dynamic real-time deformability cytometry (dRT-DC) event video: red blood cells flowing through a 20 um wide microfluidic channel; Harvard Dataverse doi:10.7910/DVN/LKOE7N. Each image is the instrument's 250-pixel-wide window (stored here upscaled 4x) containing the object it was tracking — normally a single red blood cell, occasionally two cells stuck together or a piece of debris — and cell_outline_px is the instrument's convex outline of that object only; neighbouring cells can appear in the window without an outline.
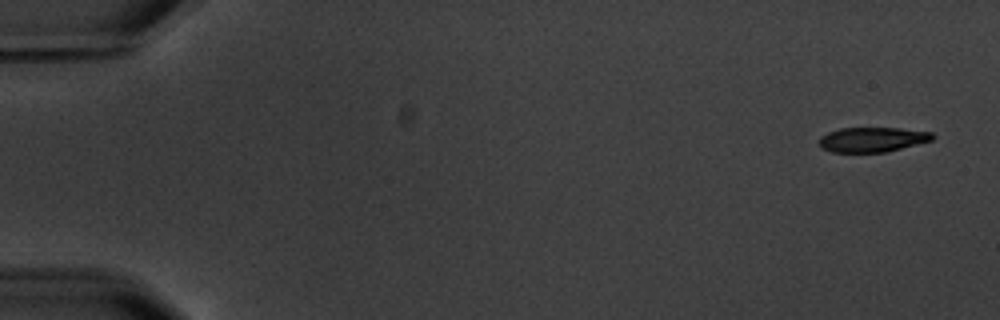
{"species": "common noctule bat (a hibernating species)", "species_latin": "Nyctalus noctula", "temperature_condition": "warm", "stored_images_in_passage": 10, "camera_frame_rate_fps": 3000, "um_per_image_px": 0.085, "animal": {"sex": "male", "body_mass_g": 20.1, "forearm_length_mm": 53.5}, "frame": {"image": 1, "passage_image": 1, "time_ms": 0.0, "image_size_px": [1000, 320], "cell_outline_px": [[936, 136], [932, 140], [888, 152], [832, 152], [820, 148], [816, 144], [820, 136], [828, 132], [840, 128], [900, 128], [932, 132]], "centroid_in_image_um": [74.11, 11.86], "position_along_channel_um": 10.9, "area_um2": 16.65}}
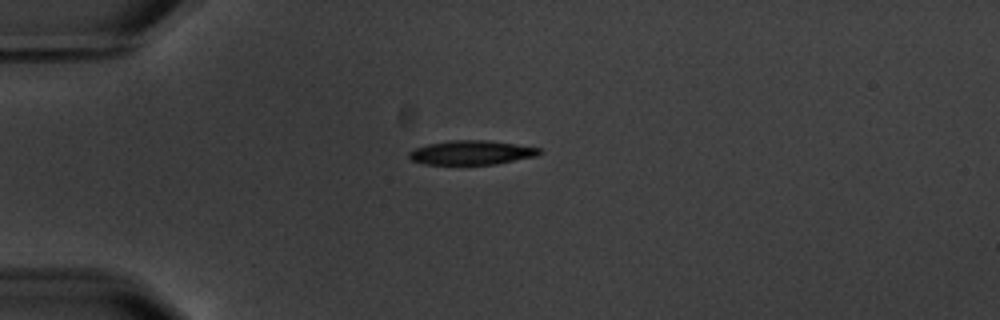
{"frame": {"image": 2, "passage_image": 4, "time_ms": 4.333, "image_size_px": [1000, 320], "cell_outline_px": [[544, 152], [536, 156], [496, 164], [424, 164], [412, 160], [408, 156], [408, 152], [416, 148], [428, 144], [448, 140], [488, 140], [516, 144], [540, 148]], "centroid_in_image_um": [40.1, 12.96], "position_along_channel_um": 44.9, "area_um2": 18.38}}
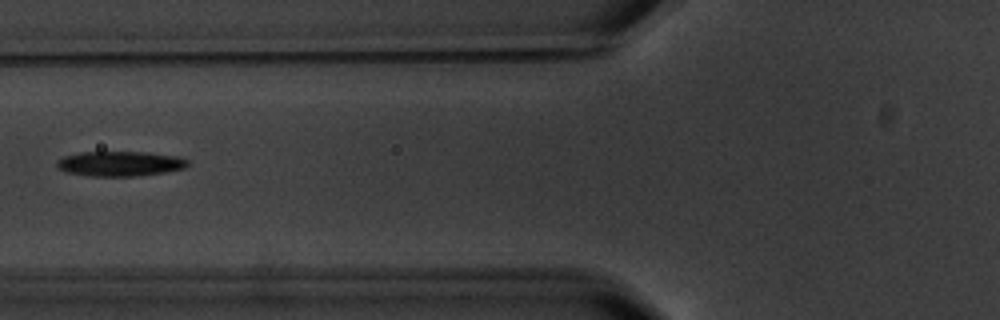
{"frame": {"image": 3, "passage_image": 6, "time_ms": 7.0, "image_size_px": [1000, 320], "cell_outline_px": [[188, 164], [184, 168], [164, 172], [136, 176], [88, 176], [68, 172], [56, 168], [56, 164], [64, 156], [80, 152], [148, 152], [176, 156], [188, 160]], "centroid_in_image_um": [10.19, 13.91], "position_along_channel_um": 115.6, "area_um2": 18.9}}